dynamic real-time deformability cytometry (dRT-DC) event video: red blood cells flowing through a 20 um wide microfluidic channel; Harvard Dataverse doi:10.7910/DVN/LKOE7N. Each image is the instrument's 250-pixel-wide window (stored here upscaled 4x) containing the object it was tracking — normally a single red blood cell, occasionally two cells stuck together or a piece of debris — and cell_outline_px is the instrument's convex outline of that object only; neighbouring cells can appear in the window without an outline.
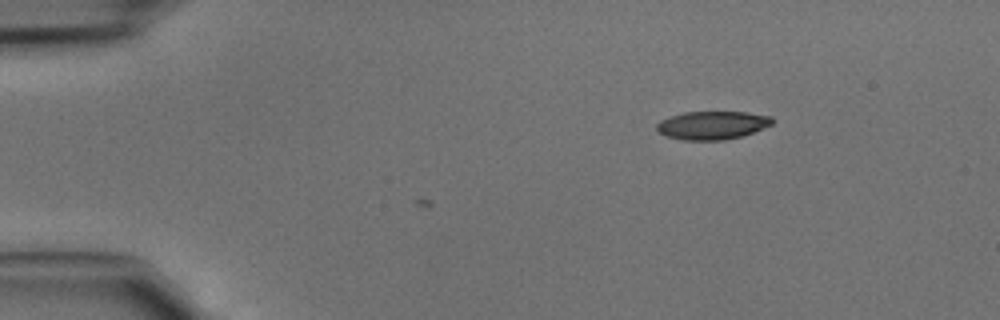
{"species": "common noctule bat (a hibernating species)", "species_latin": "Nyctalus noctula", "temperature_condition": "cold", "stored_images_in_passage": 9, "camera_frame_rate_fps": 3000, "um_per_image_px": 0.085, "animal": {"sex": "male", "body_mass_g": 15.6}, "frame": {"image": 1, "passage_image": 9, "time_ms": 2.667, "image_size_px": [1000, 320], "cell_outline_px": [[776, 120], [772, 124], [752, 132], [740, 136], [724, 140], [684, 140], [668, 136], [660, 132], [656, 128], [656, 124], [660, 120], [684, 112], [748, 112], [772, 116]], "centroid_in_image_um": [60.57, 10.63], "position_along_channel_um": 24.4, "area_um2": 18.9}}